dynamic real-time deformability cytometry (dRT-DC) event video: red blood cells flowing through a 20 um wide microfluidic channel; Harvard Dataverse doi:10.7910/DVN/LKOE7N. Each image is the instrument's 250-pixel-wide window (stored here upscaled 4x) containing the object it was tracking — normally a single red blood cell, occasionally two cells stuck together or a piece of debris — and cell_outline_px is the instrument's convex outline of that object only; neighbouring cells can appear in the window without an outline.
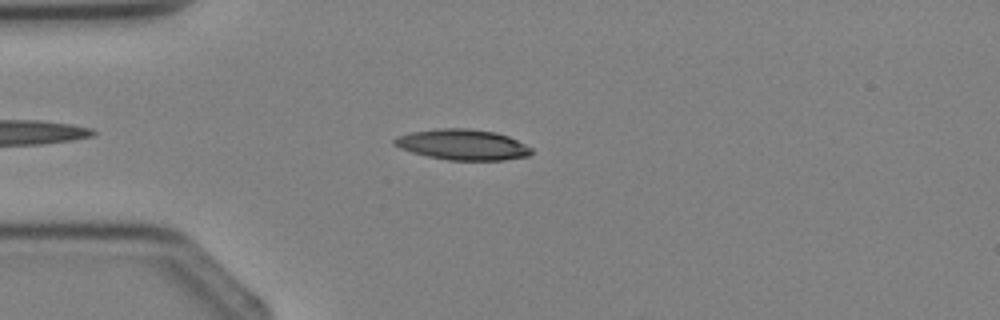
{"species": "Egyptian fruit bat (a non-hibernating species)", "species_latin": "Rousettus aegyptiacus", "temperature_condition": "cold", "stored_images_in_passage": 3, "camera_frame_rate_fps": 3000, "um_per_image_px": 0.085, "animal": {"sex": "female"}, "frame": {"image": 1, "passage_image": 3, "time_ms": 2.333, "image_size_px": [1000, 320], "cell_outline_px": [[532, 152], [528, 156], [504, 160], [448, 160], [428, 156], [412, 152], [400, 148], [392, 144], [392, 140], [396, 136], [408, 132], [436, 128], [468, 128], [496, 132], [508, 136], [532, 148]], "centroid_in_image_um": [39.27, 12.28], "position_along_channel_um": 45.7, "area_um2": 24.62}}